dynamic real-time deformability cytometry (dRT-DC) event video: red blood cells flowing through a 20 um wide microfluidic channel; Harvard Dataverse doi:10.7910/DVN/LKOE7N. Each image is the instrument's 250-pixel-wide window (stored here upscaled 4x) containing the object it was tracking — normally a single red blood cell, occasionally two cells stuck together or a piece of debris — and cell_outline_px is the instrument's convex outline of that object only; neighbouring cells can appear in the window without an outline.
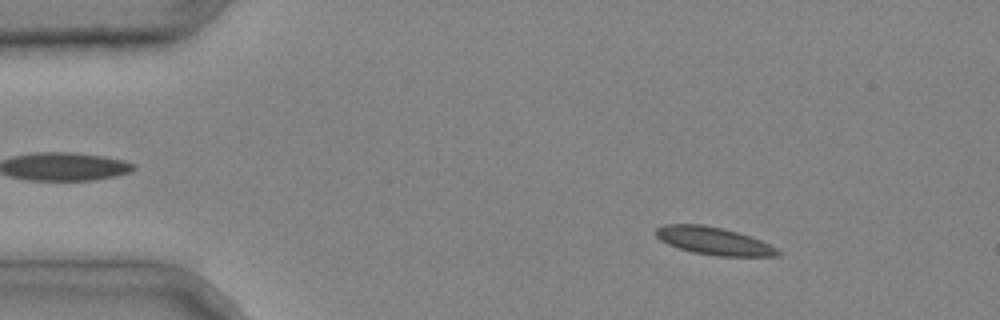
{"species": "common noctule bat (a hibernating species)", "species_latin": "Nyctalus noctula", "temperature_condition": "cold", "stored_images_in_passage": 37, "camera_frame_rate_fps": 3000, "um_per_image_px": 0.085, "animal": {"sex": "male", "body_mass_g": 20.4}, "frame": {"image": 1, "passage_image": 1, "time_ms": 0.0, "image_size_px": [1000, 320], "cell_outline_px": [[780, 256], [716, 256], [692, 252], [668, 244], [660, 240], [656, 236], [656, 228], [664, 224], [704, 224], [724, 228], [760, 240], [776, 248], [780, 252]], "centroid_in_image_um": [60.64, 20.47], "position_along_channel_um": 24.4, "area_um2": 19.54}}
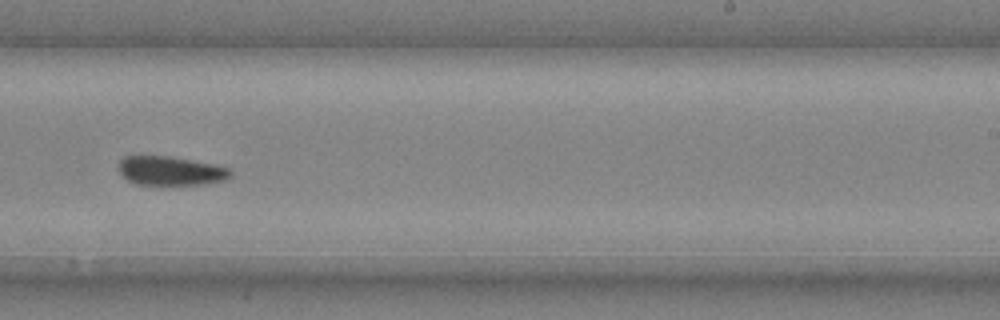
{"frame": {"image": 2, "passage_image": 22, "time_ms": 7.0, "image_size_px": [1000, 320], "cell_outline_px": [[232, 176], [224, 180], [200, 184], [136, 184], [128, 180], [120, 172], [120, 160], [124, 156], [172, 156], [216, 164], [228, 168], [232, 172]], "centroid_in_image_um": [14.54, 14.5], "position_along_channel_um": 274.5, "area_um2": 18.79}}
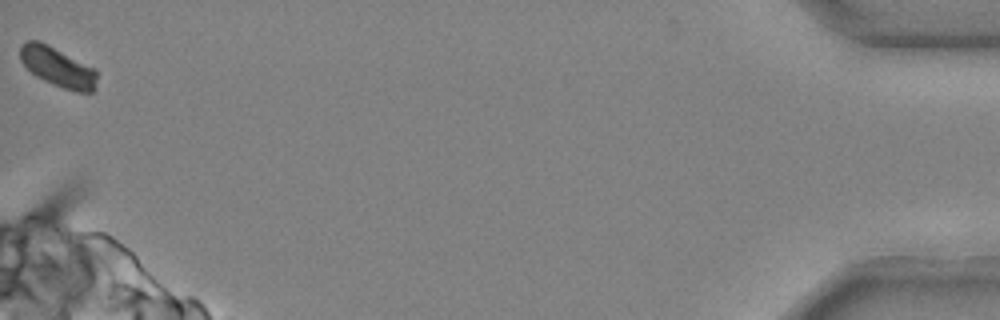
{"frame": {"image": 3, "passage_image": 37, "time_ms": 12.0, "image_size_px": [1000, 320], "cell_outline_px": [[96, 88], [92, 92], [76, 92], [52, 84], [36, 76], [20, 60], [20, 48], [24, 40], [40, 40], [96, 68]], "centroid_in_image_um": [4.92, 5.68], "position_along_channel_um": 430.3, "area_um2": 17.86}}